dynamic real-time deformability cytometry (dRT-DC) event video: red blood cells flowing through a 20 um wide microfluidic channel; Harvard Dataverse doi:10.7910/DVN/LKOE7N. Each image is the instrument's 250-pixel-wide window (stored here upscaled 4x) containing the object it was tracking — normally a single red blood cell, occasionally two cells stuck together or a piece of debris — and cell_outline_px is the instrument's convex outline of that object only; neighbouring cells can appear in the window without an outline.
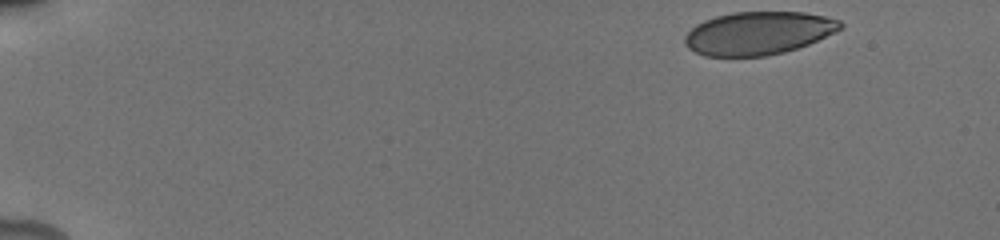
{"species": "human", "species_latin": "Homo sapiens", "temperature_condition": "cold", "stored_images_in_passage": 44, "camera_frame_rate_fps": 3000, "um_per_image_px": 0.085, "donor": {"sex": "male"}, "frame": {"image": 1, "passage_image": 1, "time_ms": 0.0, "image_size_px": [1000, 240], "cell_outline_px": [[844, 28], [836, 32], [808, 44], [784, 52], [764, 56], [704, 56], [688, 48], [684, 44], [684, 36], [696, 24], [704, 20], [716, 16], [732, 12], [804, 12], [824, 16], [840, 20], [844, 24]], "centroid_in_image_um": [64.46, 2.81], "position_along_channel_um": 20.5, "area_um2": 39.13}}
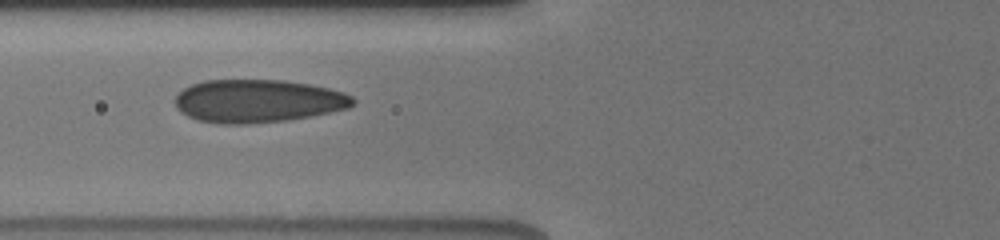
{"frame": {"image": 2, "passage_image": 22, "time_ms": 5.667, "image_size_px": [1000, 240], "cell_outline_px": [[356, 104], [348, 108], [288, 120], [248, 124], [220, 124], [196, 120], [180, 112], [176, 108], [176, 96], [184, 88], [192, 84], [204, 80], [284, 80], [308, 84], [328, 88], [344, 92], [352, 96], [356, 100]], "centroid_in_image_um": [21.91, 8.59], "position_along_channel_um": 103.9, "area_um2": 44.68}}
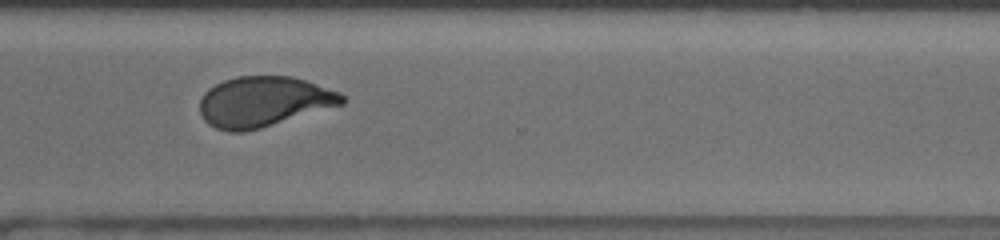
{"frame": {"image": 3, "passage_image": 36, "time_ms": 12.0, "image_size_px": [1000, 240], "cell_outline_px": [[344, 104], [260, 128], [244, 132], [228, 132], [216, 128], [208, 124], [204, 120], [200, 112], [200, 100], [204, 92], [208, 88], [224, 80], [236, 76], [292, 76], [308, 80], [340, 92], [344, 96]], "centroid_in_image_um": [22.41, 8.63], "position_along_channel_um": 348.2, "area_um2": 41.91}, "authors_computed_cell_mechanics": {"area_um2": 42.5408, "velocity_mm_per_s": 3.8595, "shape_relaxation_time_tau1_ms": 4.772, "shape_relaxation_time_tau2_ms": null, "deformation_change_tau1": 0.1535, "deformation_change_tau2": null}}